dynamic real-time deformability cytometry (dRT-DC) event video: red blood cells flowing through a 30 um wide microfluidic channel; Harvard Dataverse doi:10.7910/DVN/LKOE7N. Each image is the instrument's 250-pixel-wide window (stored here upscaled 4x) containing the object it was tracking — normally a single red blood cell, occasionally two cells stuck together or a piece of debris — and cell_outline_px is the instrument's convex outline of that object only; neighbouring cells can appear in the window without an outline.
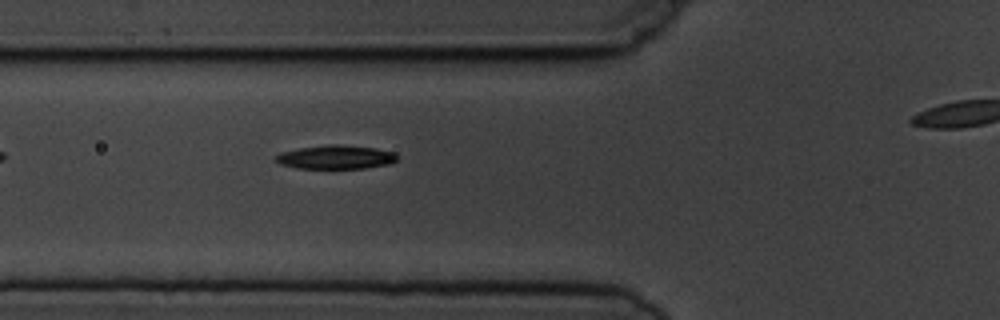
{"species": "common noctule bat (a hibernating species)", "species_latin": "Nyctalus noctula", "temperature_condition": "cold", "stored_images_in_passage": 4, "segment_of_instrument_passage": [1, 2], "camera_frame_rate_fps": 3000, "um_per_image_px": 0.085, "animal": {"sex": "male", "body_mass_g": 19.5, "forearm_length_mm": 54.6}, "frame": {"image": 1, "passage_image": 3, "time_ms": 3.333, "image_size_px": [1000, 320], "cell_outline_px": [[396, 160], [388, 164], [364, 168], [296, 168], [280, 164], [276, 160], [276, 156], [280, 152], [300, 148], [328, 144], [340, 144], [376, 148], [396, 152]], "centroid_in_image_um": [28.54, 13.34], "position_along_channel_um": 97.3, "area_um2": 16.76}}